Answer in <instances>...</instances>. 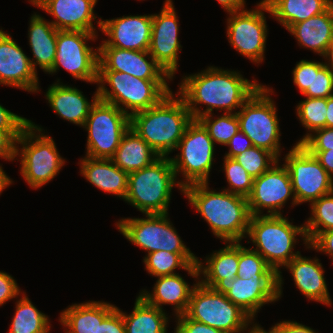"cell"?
I'll use <instances>...</instances> for the list:
<instances>
[{"mask_svg": "<svg viewBox=\"0 0 333 333\" xmlns=\"http://www.w3.org/2000/svg\"><path fill=\"white\" fill-rule=\"evenodd\" d=\"M183 78V79H182ZM176 92L185 102L193 119L214 113H237L262 85L244 78L240 71L208 66L198 73L183 75ZM206 105V109H201Z\"/></svg>", "mask_w": 333, "mask_h": 333, "instance_id": "6da1fadb", "label": "cell"}, {"mask_svg": "<svg viewBox=\"0 0 333 333\" xmlns=\"http://www.w3.org/2000/svg\"><path fill=\"white\" fill-rule=\"evenodd\" d=\"M209 183H195L183 188V195L208 223L215 237L225 242L246 238L251 214L246 197L225 190L209 188Z\"/></svg>", "mask_w": 333, "mask_h": 333, "instance_id": "7a4b0ae2", "label": "cell"}, {"mask_svg": "<svg viewBox=\"0 0 333 333\" xmlns=\"http://www.w3.org/2000/svg\"><path fill=\"white\" fill-rule=\"evenodd\" d=\"M192 120L184 100L171 91L157 105L134 113L130 117V127L160 157H169Z\"/></svg>", "mask_w": 333, "mask_h": 333, "instance_id": "3957f363", "label": "cell"}, {"mask_svg": "<svg viewBox=\"0 0 333 333\" xmlns=\"http://www.w3.org/2000/svg\"><path fill=\"white\" fill-rule=\"evenodd\" d=\"M292 223L283 215L251 216L246 236L250 239L248 243L255 246L251 249L258 252L278 274V300L282 297L284 285L281 268L301 253L294 250L295 244L299 243L297 236L306 247L309 246L304 224L297 226Z\"/></svg>", "mask_w": 333, "mask_h": 333, "instance_id": "277c9868", "label": "cell"}, {"mask_svg": "<svg viewBox=\"0 0 333 333\" xmlns=\"http://www.w3.org/2000/svg\"><path fill=\"white\" fill-rule=\"evenodd\" d=\"M173 187L183 193L169 157H159L151 165L129 173L124 201L141 213L169 214Z\"/></svg>", "mask_w": 333, "mask_h": 333, "instance_id": "5b68a950", "label": "cell"}, {"mask_svg": "<svg viewBox=\"0 0 333 333\" xmlns=\"http://www.w3.org/2000/svg\"><path fill=\"white\" fill-rule=\"evenodd\" d=\"M43 132L46 133L43 127L30 120L16 140L15 160L20 158L21 177L32 189H39L52 181L66 164L55 140Z\"/></svg>", "mask_w": 333, "mask_h": 333, "instance_id": "8992f818", "label": "cell"}, {"mask_svg": "<svg viewBox=\"0 0 333 333\" xmlns=\"http://www.w3.org/2000/svg\"><path fill=\"white\" fill-rule=\"evenodd\" d=\"M167 81L144 80L117 71H98V96L131 117L136 112L157 105L169 94L172 90Z\"/></svg>", "mask_w": 333, "mask_h": 333, "instance_id": "52a82bcc", "label": "cell"}, {"mask_svg": "<svg viewBox=\"0 0 333 333\" xmlns=\"http://www.w3.org/2000/svg\"><path fill=\"white\" fill-rule=\"evenodd\" d=\"M272 94L273 88L262 84L236 115L239 129L251 140L252 145L271 152L281 160L280 120Z\"/></svg>", "mask_w": 333, "mask_h": 333, "instance_id": "ba28073f", "label": "cell"}, {"mask_svg": "<svg viewBox=\"0 0 333 333\" xmlns=\"http://www.w3.org/2000/svg\"><path fill=\"white\" fill-rule=\"evenodd\" d=\"M185 315L225 333H245L255 321L225 294L198 282L192 290Z\"/></svg>", "mask_w": 333, "mask_h": 333, "instance_id": "9c48e42d", "label": "cell"}, {"mask_svg": "<svg viewBox=\"0 0 333 333\" xmlns=\"http://www.w3.org/2000/svg\"><path fill=\"white\" fill-rule=\"evenodd\" d=\"M215 144L207 130L193 119L187 126L176 150L180 153L170 157L176 178L182 188L195 183H209V175L214 162Z\"/></svg>", "mask_w": 333, "mask_h": 333, "instance_id": "30bf717a", "label": "cell"}, {"mask_svg": "<svg viewBox=\"0 0 333 333\" xmlns=\"http://www.w3.org/2000/svg\"><path fill=\"white\" fill-rule=\"evenodd\" d=\"M145 218H122L116 228L133 245L147 254L165 251L177 254H194L179 236L168 214H145Z\"/></svg>", "mask_w": 333, "mask_h": 333, "instance_id": "8fae6325", "label": "cell"}, {"mask_svg": "<svg viewBox=\"0 0 333 333\" xmlns=\"http://www.w3.org/2000/svg\"><path fill=\"white\" fill-rule=\"evenodd\" d=\"M82 128L88 133L85 156L110 159L130 128V117L116 105L98 99Z\"/></svg>", "mask_w": 333, "mask_h": 333, "instance_id": "7c38bea8", "label": "cell"}, {"mask_svg": "<svg viewBox=\"0 0 333 333\" xmlns=\"http://www.w3.org/2000/svg\"><path fill=\"white\" fill-rule=\"evenodd\" d=\"M98 36L84 31H58L56 57L48 74L54 75L62 67L76 80L97 84L99 49L88 41L95 42Z\"/></svg>", "mask_w": 333, "mask_h": 333, "instance_id": "4fadbf2b", "label": "cell"}, {"mask_svg": "<svg viewBox=\"0 0 333 333\" xmlns=\"http://www.w3.org/2000/svg\"><path fill=\"white\" fill-rule=\"evenodd\" d=\"M264 12H269V7L264 0H261L255 9L245 8L228 14L226 21L228 43L240 55L256 65L263 63L265 59L266 40L269 34Z\"/></svg>", "mask_w": 333, "mask_h": 333, "instance_id": "5bb4252c", "label": "cell"}, {"mask_svg": "<svg viewBox=\"0 0 333 333\" xmlns=\"http://www.w3.org/2000/svg\"><path fill=\"white\" fill-rule=\"evenodd\" d=\"M288 169L297 204L309 205L323 195L333 192V178L319 160L302 144H294L282 158Z\"/></svg>", "mask_w": 333, "mask_h": 333, "instance_id": "9a60e30c", "label": "cell"}, {"mask_svg": "<svg viewBox=\"0 0 333 333\" xmlns=\"http://www.w3.org/2000/svg\"><path fill=\"white\" fill-rule=\"evenodd\" d=\"M280 160L258 178L254 179L247 197L251 216L283 215L281 209L291 199V207L297 206L288 169ZM263 210L267 213L264 214Z\"/></svg>", "mask_w": 333, "mask_h": 333, "instance_id": "2e32d148", "label": "cell"}, {"mask_svg": "<svg viewBox=\"0 0 333 333\" xmlns=\"http://www.w3.org/2000/svg\"><path fill=\"white\" fill-rule=\"evenodd\" d=\"M160 13L152 14V33L148 52L173 79L179 69V19L172 0L163 2Z\"/></svg>", "mask_w": 333, "mask_h": 333, "instance_id": "e0dca14e", "label": "cell"}, {"mask_svg": "<svg viewBox=\"0 0 333 333\" xmlns=\"http://www.w3.org/2000/svg\"><path fill=\"white\" fill-rule=\"evenodd\" d=\"M102 34L107 38L98 47L148 51L152 33V14L101 19Z\"/></svg>", "mask_w": 333, "mask_h": 333, "instance_id": "ac0fdd59", "label": "cell"}, {"mask_svg": "<svg viewBox=\"0 0 333 333\" xmlns=\"http://www.w3.org/2000/svg\"><path fill=\"white\" fill-rule=\"evenodd\" d=\"M38 73L10 34L0 29V85L38 93Z\"/></svg>", "mask_w": 333, "mask_h": 333, "instance_id": "d6986e66", "label": "cell"}, {"mask_svg": "<svg viewBox=\"0 0 333 333\" xmlns=\"http://www.w3.org/2000/svg\"><path fill=\"white\" fill-rule=\"evenodd\" d=\"M213 289L238 305L254 321L260 309L278 301V279H242L236 277L231 282H218Z\"/></svg>", "mask_w": 333, "mask_h": 333, "instance_id": "ffe728a7", "label": "cell"}, {"mask_svg": "<svg viewBox=\"0 0 333 333\" xmlns=\"http://www.w3.org/2000/svg\"><path fill=\"white\" fill-rule=\"evenodd\" d=\"M98 49V71L123 72L144 80L173 81L148 51L116 47H98Z\"/></svg>", "mask_w": 333, "mask_h": 333, "instance_id": "44dd1931", "label": "cell"}, {"mask_svg": "<svg viewBox=\"0 0 333 333\" xmlns=\"http://www.w3.org/2000/svg\"><path fill=\"white\" fill-rule=\"evenodd\" d=\"M98 0H50L40 9L50 14V23L58 31H84L98 33L93 20L101 28V19L95 15L94 7Z\"/></svg>", "mask_w": 333, "mask_h": 333, "instance_id": "7402d4cb", "label": "cell"}, {"mask_svg": "<svg viewBox=\"0 0 333 333\" xmlns=\"http://www.w3.org/2000/svg\"><path fill=\"white\" fill-rule=\"evenodd\" d=\"M83 92L72 85L63 84L60 79L49 85L45 98L56 115L77 126L83 127L92 106L99 99L98 88L91 102Z\"/></svg>", "mask_w": 333, "mask_h": 333, "instance_id": "603a6c76", "label": "cell"}, {"mask_svg": "<svg viewBox=\"0 0 333 333\" xmlns=\"http://www.w3.org/2000/svg\"><path fill=\"white\" fill-rule=\"evenodd\" d=\"M285 268L291 273L294 285L308 301L331 306L332 299L326 284L324 268L320 259L303 257L301 253L294 257Z\"/></svg>", "mask_w": 333, "mask_h": 333, "instance_id": "cb8c5ba5", "label": "cell"}, {"mask_svg": "<svg viewBox=\"0 0 333 333\" xmlns=\"http://www.w3.org/2000/svg\"><path fill=\"white\" fill-rule=\"evenodd\" d=\"M156 278L153 290L144 289L138 295L149 305L161 310H164L163 305L173 306L175 317L185 314L192 290L198 282L190 286L179 273Z\"/></svg>", "mask_w": 333, "mask_h": 333, "instance_id": "d4e9b609", "label": "cell"}, {"mask_svg": "<svg viewBox=\"0 0 333 333\" xmlns=\"http://www.w3.org/2000/svg\"><path fill=\"white\" fill-rule=\"evenodd\" d=\"M80 173L87 182L103 192L113 194L124 201L128 190V173L115 165L111 159L80 158Z\"/></svg>", "mask_w": 333, "mask_h": 333, "instance_id": "484cf974", "label": "cell"}, {"mask_svg": "<svg viewBox=\"0 0 333 333\" xmlns=\"http://www.w3.org/2000/svg\"><path fill=\"white\" fill-rule=\"evenodd\" d=\"M197 258L199 282L213 288L218 282H231L239 268V242H225V247L213 251L204 258ZM206 264V265H205Z\"/></svg>", "mask_w": 333, "mask_h": 333, "instance_id": "4316f807", "label": "cell"}, {"mask_svg": "<svg viewBox=\"0 0 333 333\" xmlns=\"http://www.w3.org/2000/svg\"><path fill=\"white\" fill-rule=\"evenodd\" d=\"M116 307L105 301L74 303L60 312L59 322L65 333H98L102 321Z\"/></svg>", "mask_w": 333, "mask_h": 333, "instance_id": "83f0119b", "label": "cell"}, {"mask_svg": "<svg viewBox=\"0 0 333 333\" xmlns=\"http://www.w3.org/2000/svg\"><path fill=\"white\" fill-rule=\"evenodd\" d=\"M58 30L42 17L34 12L30 17L28 27V41L33 58L30 62L33 69L37 71V66L45 73H48L53 66L57 50Z\"/></svg>", "mask_w": 333, "mask_h": 333, "instance_id": "f1b7e54d", "label": "cell"}, {"mask_svg": "<svg viewBox=\"0 0 333 333\" xmlns=\"http://www.w3.org/2000/svg\"><path fill=\"white\" fill-rule=\"evenodd\" d=\"M288 31L300 47L323 57L333 42V4L325 12L292 25Z\"/></svg>", "mask_w": 333, "mask_h": 333, "instance_id": "f546056e", "label": "cell"}, {"mask_svg": "<svg viewBox=\"0 0 333 333\" xmlns=\"http://www.w3.org/2000/svg\"><path fill=\"white\" fill-rule=\"evenodd\" d=\"M159 157L150 145L130 127L110 159L129 174L151 165Z\"/></svg>", "mask_w": 333, "mask_h": 333, "instance_id": "4dcf8cb0", "label": "cell"}, {"mask_svg": "<svg viewBox=\"0 0 333 333\" xmlns=\"http://www.w3.org/2000/svg\"><path fill=\"white\" fill-rule=\"evenodd\" d=\"M273 17L286 30L296 23L325 12L333 0H264Z\"/></svg>", "mask_w": 333, "mask_h": 333, "instance_id": "1f68e13d", "label": "cell"}, {"mask_svg": "<svg viewBox=\"0 0 333 333\" xmlns=\"http://www.w3.org/2000/svg\"><path fill=\"white\" fill-rule=\"evenodd\" d=\"M126 333H168L170 316L165 310L149 305L141 296L135 299L130 314L121 310Z\"/></svg>", "mask_w": 333, "mask_h": 333, "instance_id": "d6a6232c", "label": "cell"}, {"mask_svg": "<svg viewBox=\"0 0 333 333\" xmlns=\"http://www.w3.org/2000/svg\"><path fill=\"white\" fill-rule=\"evenodd\" d=\"M197 256L194 254H177L165 251H155L143 258V263L148 274L158 277L178 274L175 269H182L199 282Z\"/></svg>", "mask_w": 333, "mask_h": 333, "instance_id": "836d02e7", "label": "cell"}, {"mask_svg": "<svg viewBox=\"0 0 333 333\" xmlns=\"http://www.w3.org/2000/svg\"><path fill=\"white\" fill-rule=\"evenodd\" d=\"M15 304L8 333H50L49 316L34 306L26 292L21 294V298H17Z\"/></svg>", "mask_w": 333, "mask_h": 333, "instance_id": "e575fe53", "label": "cell"}, {"mask_svg": "<svg viewBox=\"0 0 333 333\" xmlns=\"http://www.w3.org/2000/svg\"><path fill=\"white\" fill-rule=\"evenodd\" d=\"M310 217L304 222L310 243L319 233L333 229V192L321 196L310 204Z\"/></svg>", "mask_w": 333, "mask_h": 333, "instance_id": "d590c367", "label": "cell"}, {"mask_svg": "<svg viewBox=\"0 0 333 333\" xmlns=\"http://www.w3.org/2000/svg\"><path fill=\"white\" fill-rule=\"evenodd\" d=\"M296 115L307 133L296 144H301L315 130L326 127L327 98H310L299 101Z\"/></svg>", "mask_w": 333, "mask_h": 333, "instance_id": "8d00e7d4", "label": "cell"}, {"mask_svg": "<svg viewBox=\"0 0 333 333\" xmlns=\"http://www.w3.org/2000/svg\"><path fill=\"white\" fill-rule=\"evenodd\" d=\"M237 277L242 279H278V274L266 260L250 246L246 248L239 242V268Z\"/></svg>", "mask_w": 333, "mask_h": 333, "instance_id": "74e56055", "label": "cell"}, {"mask_svg": "<svg viewBox=\"0 0 333 333\" xmlns=\"http://www.w3.org/2000/svg\"><path fill=\"white\" fill-rule=\"evenodd\" d=\"M197 120L207 130L215 145L217 143L226 146L230 139L240 130L236 113H223L217 118L212 113L203 115Z\"/></svg>", "mask_w": 333, "mask_h": 333, "instance_id": "f35d334b", "label": "cell"}, {"mask_svg": "<svg viewBox=\"0 0 333 333\" xmlns=\"http://www.w3.org/2000/svg\"><path fill=\"white\" fill-rule=\"evenodd\" d=\"M223 159L222 170L228 183V187L223 190L247 198L252 191L254 178L234 158Z\"/></svg>", "mask_w": 333, "mask_h": 333, "instance_id": "ab89813d", "label": "cell"}, {"mask_svg": "<svg viewBox=\"0 0 333 333\" xmlns=\"http://www.w3.org/2000/svg\"><path fill=\"white\" fill-rule=\"evenodd\" d=\"M234 159L254 179L268 171L278 161L271 152L256 146H252L239 155H236Z\"/></svg>", "mask_w": 333, "mask_h": 333, "instance_id": "60d3db41", "label": "cell"}, {"mask_svg": "<svg viewBox=\"0 0 333 333\" xmlns=\"http://www.w3.org/2000/svg\"><path fill=\"white\" fill-rule=\"evenodd\" d=\"M325 63L317 60H300L292 70L293 83L301 94L312 92L313 71H319Z\"/></svg>", "mask_w": 333, "mask_h": 333, "instance_id": "b9f144b4", "label": "cell"}, {"mask_svg": "<svg viewBox=\"0 0 333 333\" xmlns=\"http://www.w3.org/2000/svg\"><path fill=\"white\" fill-rule=\"evenodd\" d=\"M302 95L310 98H328L333 95V72L327 65L319 71H313L312 92Z\"/></svg>", "mask_w": 333, "mask_h": 333, "instance_id": "7bdbcfd3", "label": "cell"}, {"mask_svg": "<svg viewBox=\"0 0 333 333\" xmlns=\"http://www.w3.org/2000/svg\"><path fill=\"white\" fill-rule=\"evenodd\" d=\"M308 151L333 149V128L324 127L315 130L302 143Z\"/></svg>", "mask_w": 333, "mask_h": 333, "instance_id": "ee69618b", "label": "cell"}, {"mask_svg": "<svg viewBox=\"0 0 333 333\" xmlns=\"http://www.w3.org/2000/svg\"><path fill=\"white\" fill-rule=\"evenodd\" d=\"M173 333H225L201 322L189 319L185 314L175 317Z\"/></svg>", "mask_w": 333, "mask_h": 333, "instance_id": "f6af8a7d", "label": "cell"}, {"mask_svg": "<svg viewBox=\"0 0 333 333\" xmlns=\"http://www.w3.org/2000/svg\"><path fill=\"white\" fill-rule=\"evenodd\" d=\"M23 130H0V158L4 161H14L16 140Z\"/></svg>", "mask_w": 333, "mask_h": 333, "instance_id": "bcb514c9", "label": "cell"}, {"mask_svg": "<svg viewBox=\"0 0 333 333\" xmlns=\"http://www.w3.org/2000/svg\"><path fill=\"white\" fill-rule=\"evenodd\" d=\"M23 292L12 275L0 271V307L11 299H17Z\"/></svg>", "mask_w": 333, "mask_h": 333, "instance_id": "7dc6e473", "label": "cell"}, {"mask_svg": "<svg viewBox=\"0 0 333 333\" xmlns=\"http://www.w3.org/2000/svg\"><path fill=\"white\" fill-rule=\"evenodd\" d=\"M30 120L11 112L0 104V130H24Z\"/></svg>", "mask_w": 333, "mask_h": 333, "instance_id": "c3c4849f", "label": "cell"}, {"mask_svg": "<svg viewBox=\"0 0 333 333\" xmlns=\"http://www.w3.org/2000/svg\"><path fill=\"white\" fill-rule=\"evenodd\" d=\"M306 249L321 252L330 257L333 262V229L319 233Z\"/></svg>", "mask_w": 333, "mask_h": 333, "instance_id": "681fc988", "label": "cell"}, {"mask_svg": "<svg viewBox=\"0 0 333 333\" xmlns=\"http://www.w3.org/2000/svg\"><path fill=\"white\" fill-rule=\"evenodd\" d=\"M98 333H126L121 309L116 307L101 323Z\"/></svg>", "mask_w": 333, "mask_h": 333, "instance_id": "f907efd6", "label": "cell"}, {"mask_svg": "<svg viewBox=\"0 0 333 333\" xmlns=\"http://www.w3.org/2000/svg\"><path fill=\"white\" fill-rule=\"evenodd\" d=\"M252 146L251 140L241 130H238V132L226 144V147H228L229 150L225 153L224 157L234 158L236 155H239Z\"/></svg>", "mask_w": 333, "mask_h": 333, "instance_id": "816d5d0a", "label": "cell"}, {"mask_svg": "<svg viewBox=\"0 0 333 333\" xmlns=\"http://www.w3.org/2000/svg\"><path fill=\"white\" fill-rule=\"evenodd\" d=\"M270 333H318L313 328L302 323L285 320L272 325L268 330Z\"/></svg>", "mask_w": 333, "mask_h": 333, "instance_id": "f5cc1de1", "label": "cell"}, {"mask_svg": "<svg viewBox=\"0 0 333 333\" xmlns=\"http://www.w3.org/2000/svg\"><path fill=\"white\" fill-rule=\"evenodd\" d=\"M320 162L321 166L333 178V149L324 151H309Z\"/></svg>", "mask_w": 333, "mask_h": 333, "instance_id": "db71d44e", "label": "cell"}, {"mask_svg": "<svg viewBox=\"0 0 333 333\" xmlns=\"http://www.w3.org/2000/svg\"><path fill=\"white\" fill-rule=\"evenodd\" d=\"M227 14L245 9V0H216Z\"/></svg>", "mask_w": 333, "mask_h": 333, "instance_id": "11a10c76", "label": "cell"}, {"mask_svg": "<svg viewBox=\"0 0 333 333\" xmlns=\"http://www.w3.org/2000/svg\"><path fill=\"white\" fill-rule=\"evenodd\" d=\"M14 181L7 175V173L3 170L2 165L0 164V195L2 194L5 188L12 185Z\"/></svg>", "mask_w": 333, "mask_h": 333, "instance_id": "9f6ffc18", "label": "cell"}, {"mask_svg": "<svg viewBox=\"0 0 333 333\" xmlns=\"http://www.w3.org/2000/svg\"><path fill=\"white\" fill-rule=\"evenodd\" d=\"M326 127L333 128V95L327 98Z\"/></svg>", "mask_w": 333, "mask_h": 333, "instance_id": "6f0895ef", "label": "cell"}, {"mask_svg": "<svg viewBox=\"0 0 333 333\" xmlns=\"http://www.w3.org/2000/svg\"><path fill=\"white\" fill-rule=\"evenodd\" d=\"M322 59H325V65L329 67V69L333 72V42L327 49L325 55Z\"/></svg>", "mask_w": 333, "mask_h": 333, "instance_id": "680465c9", "label": "cell"}, {"mask_svg": "<svg viewBox=\"0 0 333 333\" xmlns=\"http://www.w3.org/2000/svg\"><path fill=\"white\" fill-rule=\"evenodd\" d=\"M246 333H270L268 330L266 331L259 323H254Z\"/></svg>", "mask_w": 333, "mask_h": 333, "instance_id": "91938a15", "label": "cell"}, {"mask_svg": "<svg viewBox=\"0 0 333 333\" xmlns=\"http://www.w3.org/2000/svg\"><path fill=\"white\" fill-rule=\"evenodd\" d=\"M30 4L34 5L37 8H41L50 0H28Z\"/></svg>", "mask_w": 333, "mask_h": 333, "instance_id": "94428289", "label": "cell"}]
</instances>
